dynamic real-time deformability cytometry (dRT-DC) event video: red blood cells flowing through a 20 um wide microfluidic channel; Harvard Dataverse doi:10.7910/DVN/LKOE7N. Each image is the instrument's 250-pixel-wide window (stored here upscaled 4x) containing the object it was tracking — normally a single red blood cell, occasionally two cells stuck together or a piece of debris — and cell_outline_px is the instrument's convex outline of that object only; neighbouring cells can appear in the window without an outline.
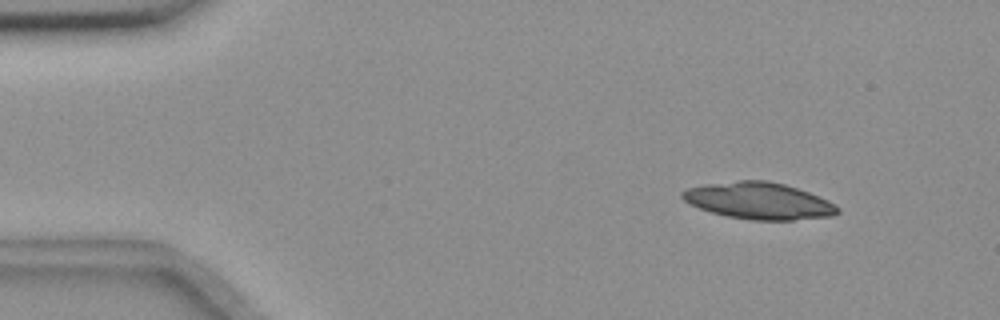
{"species": "common noctule bat (a hibernating species)", "species_latin": "Nyctalus noctula", "temperature_condition": "room temperature", "stored_images_in_passage": 6, "camera_frame_rate_fps": 3000, "um_per_image_px": 0.085, "animal": {"sex": "female", "body_mass_g": 18.4}, "frame": {"image": 1, "passage_image": 2, "time_ms": 1.333, "image_size_px": [1000, 320], "cell_outline_px": [[840, 212], [832, 216], [792, 220], [752, 220], [728, 216], [712, 212], [700, 208], [684, 200], [680, 196], [680, 192], [688, 188], [704, 184], [736, 180], [768, 180], [784, 184], [808, 192], [828, 200], [836, 204], [840, 208]], "centroid_in_image_um": [64.51, 17.06], "position_along_channel_um": 20.5, "area_um2": 33.23}}